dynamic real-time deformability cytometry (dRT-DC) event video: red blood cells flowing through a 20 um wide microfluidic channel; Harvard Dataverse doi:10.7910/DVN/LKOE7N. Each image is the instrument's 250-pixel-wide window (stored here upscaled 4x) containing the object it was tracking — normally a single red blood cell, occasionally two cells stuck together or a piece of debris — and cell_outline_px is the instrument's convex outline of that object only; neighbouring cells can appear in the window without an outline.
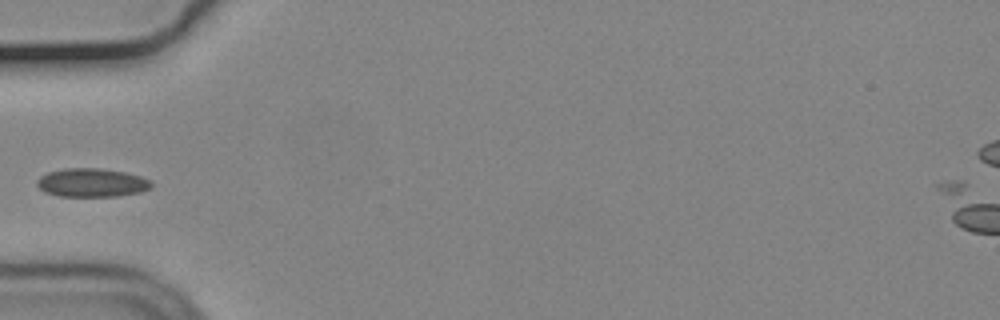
{"species": "common noctule bat (a hibernating species)", "species_latin": "Nyctalus noctula", "temperature_condition": "cold", "stored_images_in_passage": 34, "camera_frame_rate_fps": 3000, "um_per_image_px": 0.085, "animal": {"sex": "male", "body_mass_g": 19.2, "forearm_length_mm": 51.8}, "frame": {"image": 1, "passage_image": 1, "time_ms": 0.0, "image_size_px": [1000, 320], "cell_outline_px": [[152, 184], [148, 188], [140, 192], [116, 196], [56, 196], [44, 192], [36, 184], [36, 180], [40, 176], [48, 172], [64, 168], [100, 168], [124, 172], [140, 176], [148, 180]], "centroid_in_image_um": [7.74, 15.52], "position_along_channel_um": 77.3, "area_um2": 18.96}}
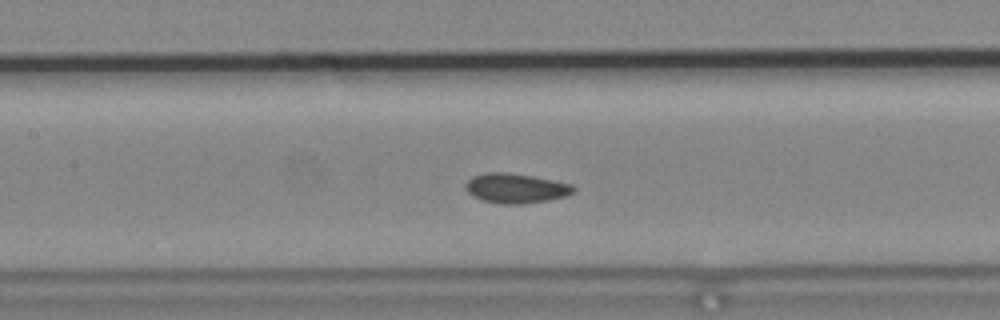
{"frame": {"image": 2, "passage_image": 8, "time_ms": 2.333, "image_size_px": [1000, 320], "cell_outline_px": [[576, 188], [572, 192], [564, 196], [548, 200], [524, 204], [500, 204], [484, 200], [472, 196], [464, 188], [468, 180], [472, 176], [488, 172], [504, 172], [532, 176], [572, 184]], "centroid_in_image_um": [43.82, 16.0], "position_along_channel_um": 163.6, "area_um2": 18.55}}
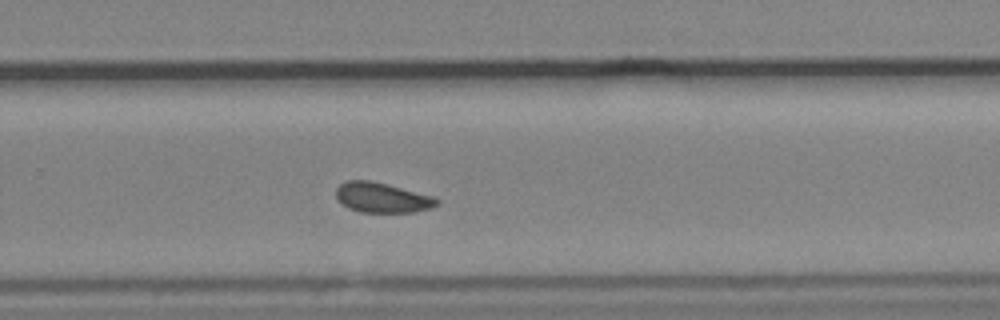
{"frame": {"image": 3, "passage_image": 19, "time_ms": 6.0, "image_size_px": [1000, 320], "cell_outline_px": [[440, 204], [432, 208], [412, 212], [360, 212], [348, 208], [336, 196], [336, 188], [344, 180], [372, 180], [432, 196], [440, 200]], "centroid_in_image_um": [32.49, 16.79], "position_along_channel_um": 297.3, "area_um2": 17.63}}